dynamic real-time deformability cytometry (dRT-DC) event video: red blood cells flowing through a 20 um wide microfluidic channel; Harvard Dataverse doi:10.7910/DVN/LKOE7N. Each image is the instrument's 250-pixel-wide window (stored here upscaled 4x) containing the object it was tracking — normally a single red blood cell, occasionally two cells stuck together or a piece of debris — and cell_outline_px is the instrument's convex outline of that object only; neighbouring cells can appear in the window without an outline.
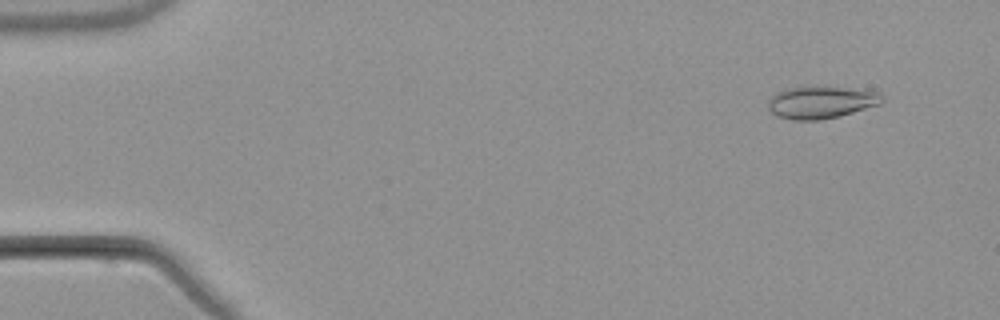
{"species": "common noctule bat (a hibernating species)", "species_latin": "Nyctalus noctula", "temperature_condition": "warm", "stored_images_in_passage": 5, "camera_frame_rate_fps": 3000, "um_per_image_px": 0.085, "animal": {"sex": "male", "body_mass_g": 21.5, "forearm_length_mm": 52.0}, "frame": {"image": 1, "passage_image": 1, "time_ms": 0.0, "image_size_px": [1000, 320], "cell_outline_px": [[884, 100], [880, 104], [840, 116], [820, 120], [792, 120], [776, 116], [768, 108], [768, 100], [776, 92], [784, 88], [872, 88], [880, 92], [884, 96]], "centroid_in_image_um": [69.85, 8.7], "position_along_channel_um": 15.1, "area_um2": 21.56}}
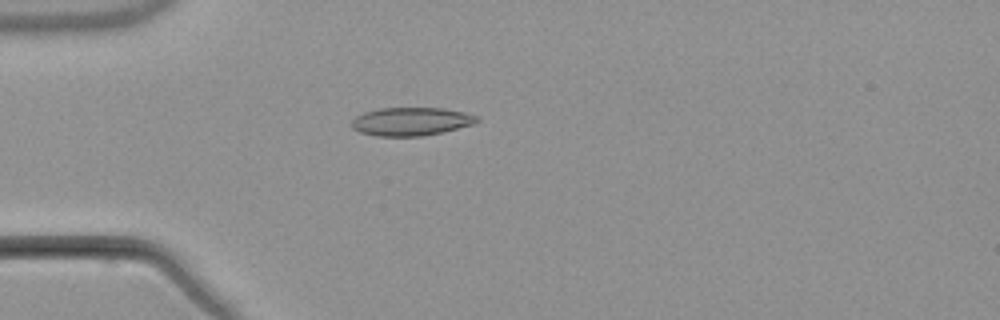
{"frame": {"image": 2, "passage_image": 4, "time_ms": 3.667, "image_size_px": [1000, 320], "cell_outline_px": [[480, 120], [476, 124], [440, 132], [420, 136], [376, 136], [360, 132], [352, 128], [352, 120], [356, 116], [364, 112], [380, 108], [444, 108], [464, 112], [480, 116]], "centroid_in_image_um": [34.97, 10.32], "position_along_channel_um": 50.0, "area_um2": 20.69}}